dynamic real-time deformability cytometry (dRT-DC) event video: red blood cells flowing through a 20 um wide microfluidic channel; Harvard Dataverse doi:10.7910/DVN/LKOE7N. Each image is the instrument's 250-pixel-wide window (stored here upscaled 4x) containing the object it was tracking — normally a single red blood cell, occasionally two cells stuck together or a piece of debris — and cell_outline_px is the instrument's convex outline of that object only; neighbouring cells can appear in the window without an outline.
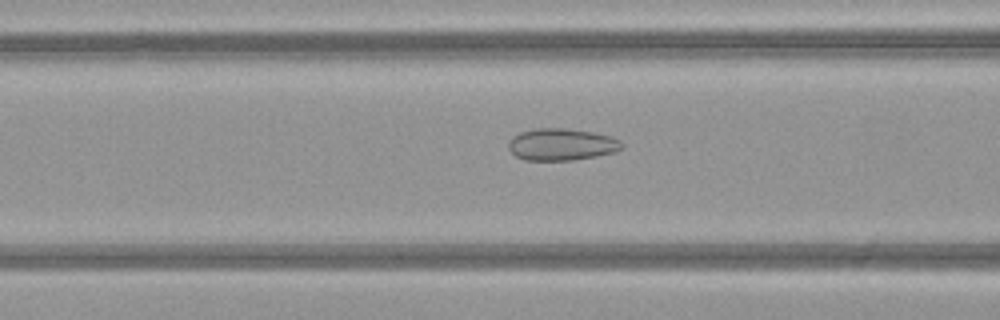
{"species": "common noctule bat (a hibernating species)", "species_latin": "Nyctalus noctula", "temperature_condition": "warm", "stored_images_in_passage": 27, "camera_frame_rate_fps": 3000, "um_per_image_px": 0.085, "animal": {"sex": "female", "body_mass_g": 21.9}, "frame": {"image": 1, "passage_image": 6, "time_ms": 1.667, "image_size_px": [1000, 320], "cell_outline_px": [[624, 148], [616, 152], [596, 156], [572, 160], [524, 160], [516, 156], [508, 148], [508, 140], [512, 136], [520, 132], [536, 128], [564, 128], [592, 132], [612, 136], [620, 140], [624, 144]], "centroid_in_image_um": [47.75, 12.27], "position_along_channel_um": 118.9, "area_um2": 21.33}}
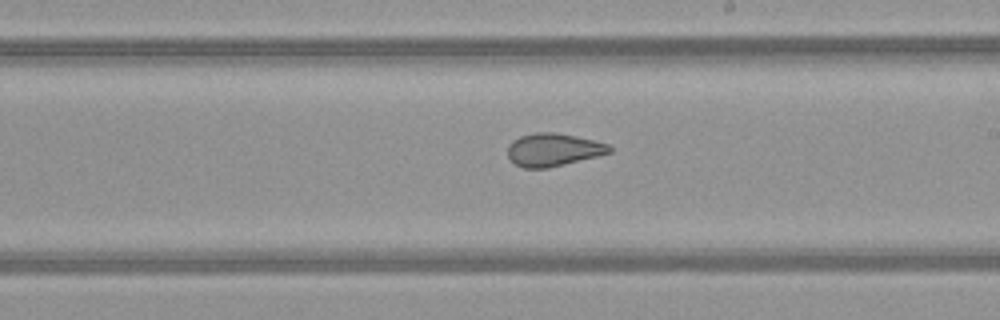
{"frame": {"image": 2, "passage_image": 15, "time_ms": 4.667, "image_size_px": [1000, 320], "cell_outline_px": [[612, 152], [548, 168], [524, 168], [516, 164], [508, 156], [508, 144], [512, 140], [520, 136], [536, 132], [556, 132], [576, 136], [608, 144], [612, 148]], "centroid_in_image_um": [47.01, 12.72], "position_along_channel_um": 242.0, "area_um2": 19.36}}
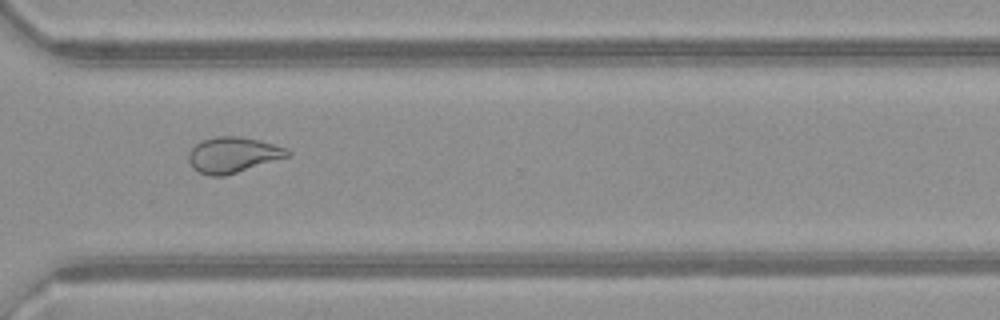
{"frame": {"image": 3, "passage_image": 23, "time_ms": 7.333, "image_size_px": [1000, 320], "cell_outline_px": [[292, 156], [224, 176], [208, 176], [192, 168], [188, 160], [188, 152], [200, 140], [216, 136], [236, 136], [260, 140], [288, 148], [292, 152]], "centroid_in_image_um": [19.82, 13.16], "position_along_channel_um": 350.8, "area_um2": 20.87}, "authors_computed_cell_mechanics": {"area_um2": 19.8254, "velocity_mm_per_s": 4.0881, "shape_relaxation_time_tau1_ms": null, "shape_relaxation_time_tau2_ms": 1.0785, "deformation_change_tau1": null, "deformation_change_tau2": 0.0802}}